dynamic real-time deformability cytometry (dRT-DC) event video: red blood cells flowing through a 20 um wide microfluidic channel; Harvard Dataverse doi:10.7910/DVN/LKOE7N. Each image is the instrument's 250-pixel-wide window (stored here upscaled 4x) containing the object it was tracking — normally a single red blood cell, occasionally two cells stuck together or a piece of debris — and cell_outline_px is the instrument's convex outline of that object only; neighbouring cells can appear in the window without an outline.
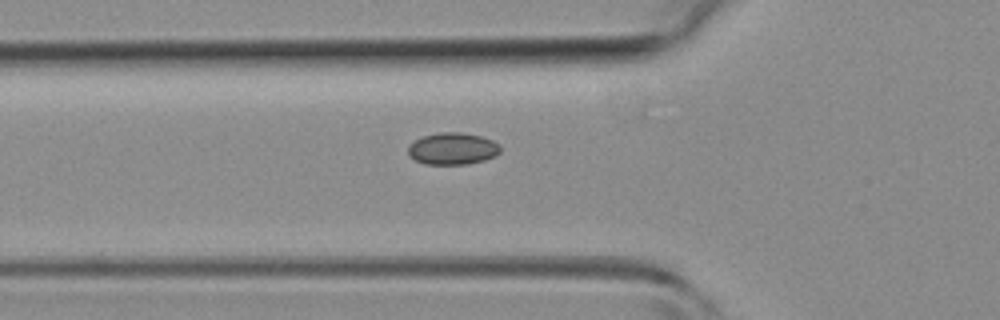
{"species": "common noctule bat (a hibernating species)", "species_latin": "Nyctalus noctula", "temperature_condition": "room temperature", "stored_images_in_passage": 7, "camera_frame_rate_fps": 3000, "um_per_image_px": 0.085, "animal": {"sex": "female", "body_mass_g": 19.3, "forearm_length_mm": 54.1}, "frame": {"image": 1, "passage_image": 7, "time_ms": 7.667, "image_size_px": [1000, 320], "cell_outline_px": [[500, 152], [496, 156], [484, 160], [468, 164], [424, 164], [408, 156], [408, 144], [424, 136], [440, 132], [460, 132], [480, 136], [492, 140], [500, 144]], "centroid_in_image_um": [38.47, 12.64], "position_along_channel_um": 87.3, "area_um2": 17.22}}